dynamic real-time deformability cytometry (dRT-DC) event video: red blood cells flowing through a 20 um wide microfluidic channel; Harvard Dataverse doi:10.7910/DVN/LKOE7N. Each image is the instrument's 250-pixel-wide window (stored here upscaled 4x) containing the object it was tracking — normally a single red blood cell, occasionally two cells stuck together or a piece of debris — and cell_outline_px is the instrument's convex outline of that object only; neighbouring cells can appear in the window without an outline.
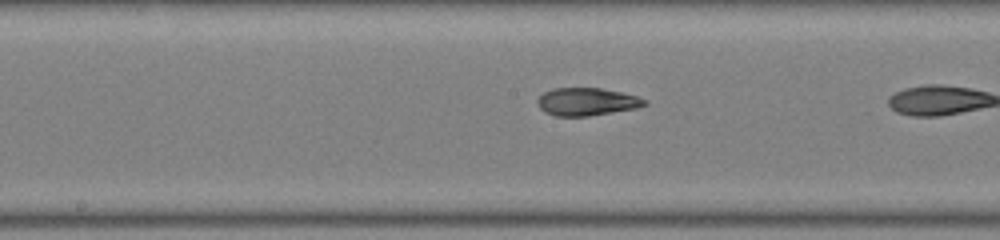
{"species": "common noctule bat (a hibernating species)", "species_latin": "Nyctalus noctula", "temperature_condition": "warm", "stored_images_in_passage": 25, "camera_frame_rate_fps": 3000, "um_per_image_px": 0.085, "animal": {"sex": "male", "body_mass_g": 19.0, "forearm_length_mm": 50.8}, "frame": {"image": 1, "passage_image": 18, "time_ms": 5.667, "image_size_px": [1000, 240], "cell_outline_px": [[648, 104], [636, 108], [588, 116], [556, 116], [544, 112], [540, 108], [536, 100], [544, 92], [552, 88], [600, 88], [624, 92], [648, 100]], "centroid_in_image_um": [49.88, 8.64], "position_along_channel_um": 198.3, "area_um2": 17.4}}